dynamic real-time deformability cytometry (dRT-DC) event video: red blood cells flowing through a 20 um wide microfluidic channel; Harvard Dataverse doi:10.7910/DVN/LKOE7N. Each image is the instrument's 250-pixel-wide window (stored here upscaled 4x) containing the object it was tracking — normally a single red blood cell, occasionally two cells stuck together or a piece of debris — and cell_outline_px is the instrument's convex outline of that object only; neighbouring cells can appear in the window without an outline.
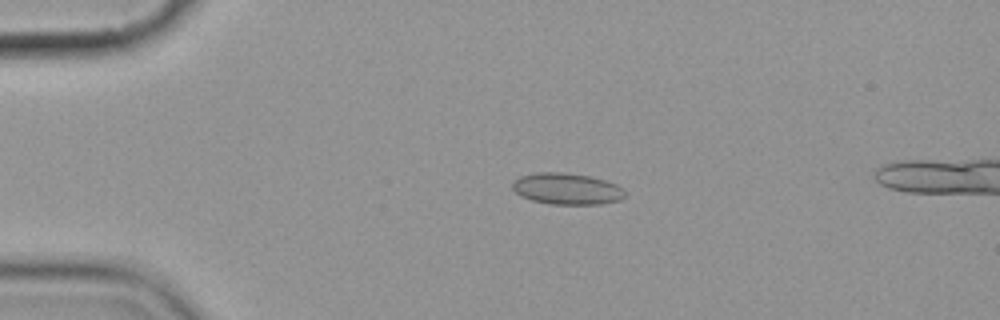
{"species": "common noctule bat (a hibernating species)", "species_latin": "Nyctalus noctula", "temperature_condition": "cold", "stored_images_in_passage": 4, "camera_frame_rate_fps": 3000, "um_per_image_px": 0.085, "animal": {"sex": "female", "body_mass_g": 19.9}, "frame": {"image": 1, "passage_image": 3, "time_ms": 2.333, "image_size_px": [1000, 320], "cell_outline_px": [[624, 196], [620, 200], [600, 204], [548, 204], [532, 200], [520, 196], [512, 188], [512, 180], [520, 176], [540, 172], [564, 172], [588, 176], [604, 180], [616, 184], [624, 188]], "centroid_in_image_um": [48.16, 16.05], "position_along_channel_um": 36.8, "area_um2": 20.63}}